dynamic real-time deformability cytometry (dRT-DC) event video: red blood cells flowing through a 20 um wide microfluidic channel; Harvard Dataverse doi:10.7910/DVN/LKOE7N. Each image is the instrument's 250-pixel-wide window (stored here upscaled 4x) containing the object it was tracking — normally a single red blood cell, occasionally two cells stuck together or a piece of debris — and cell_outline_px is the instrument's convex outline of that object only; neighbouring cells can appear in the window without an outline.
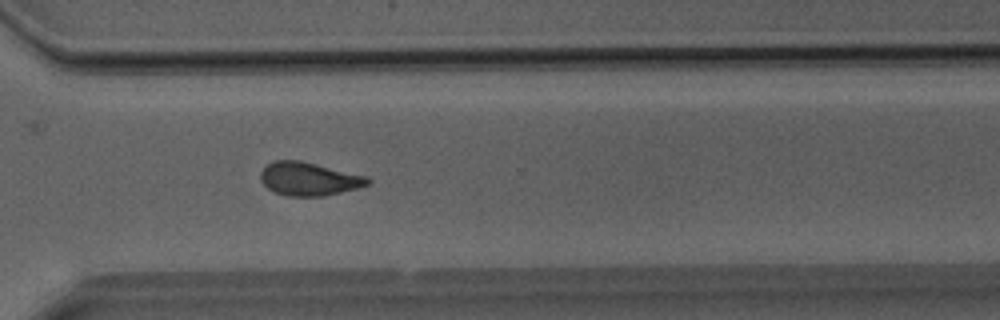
{"species": "Egyptian fruit bat (a non-hibernating species)", "species_latin": "Rousettus aegyptiacus", "temperature_condition": "room temperature", "stored_images_in_passage": 39, "camera_frame_rate_fps": 3000, "um_per_image_px": 0.085, "animal": {"sex": "male"}, "frame": {"image": 1, "passage_image": 28, "time_ms": 9.0, "image_size_px": [1000, 320], "cell_outline_px": [[372, 180], [368, 184], [356, 188], [324, 196], [288, 196], [272, 192], [260, 180], [260, 172], [268, 164], [276, 160], [300, 160], [368, 176]], "centroid_in_image_um": [26.25, 15.2], "position_along_channel_um": 344.4, "area_um2": 20.81}}
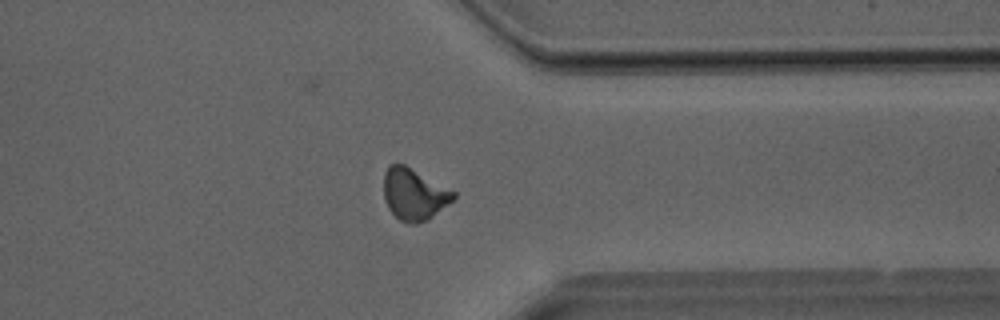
{"frame": {"image": 2, "passage_image": 30, "time_ms": 9.667, "image_size_px": [1000, 320], "cell_outline_px": [[456, 196], [448, 204], [428, 220], [416, 224], [412, 224], [400, 220], [388, 208], [384, 200], [384, 172], [388, 164], [404, 164], [456, 192]], "centroid_in_image_um": [35.18, 16.51], "position_along_channel_um": 376.2, "area_um2": 20.92}}
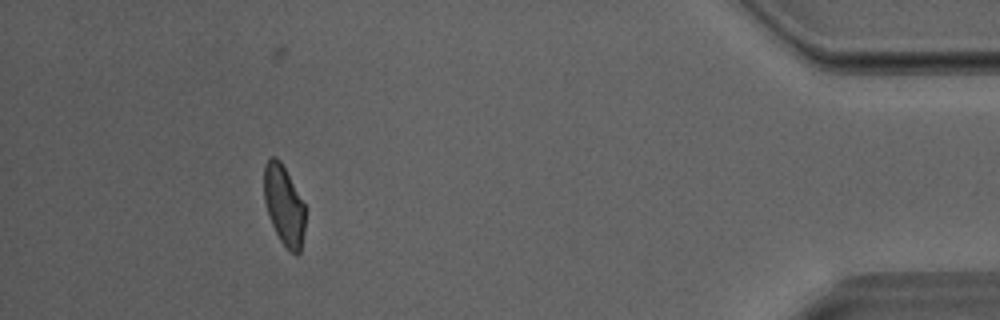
{"frame": {"image": 3, "passage_image": 35, "time_ms": 11.333, "image_size_px": [1000, 320], "cell_outline_px": [[304, 232], [300, 252], [296, 256], [288, 252], [280, 240], [272, 224], [264, 200], [264, 164], [272, 156], [276, 156], [280, 160], [304, 204]], "centroid_in_image_um": [24.13, 17.48], "position_along_channel_um": 411.1, "area_um2": 19.02}}